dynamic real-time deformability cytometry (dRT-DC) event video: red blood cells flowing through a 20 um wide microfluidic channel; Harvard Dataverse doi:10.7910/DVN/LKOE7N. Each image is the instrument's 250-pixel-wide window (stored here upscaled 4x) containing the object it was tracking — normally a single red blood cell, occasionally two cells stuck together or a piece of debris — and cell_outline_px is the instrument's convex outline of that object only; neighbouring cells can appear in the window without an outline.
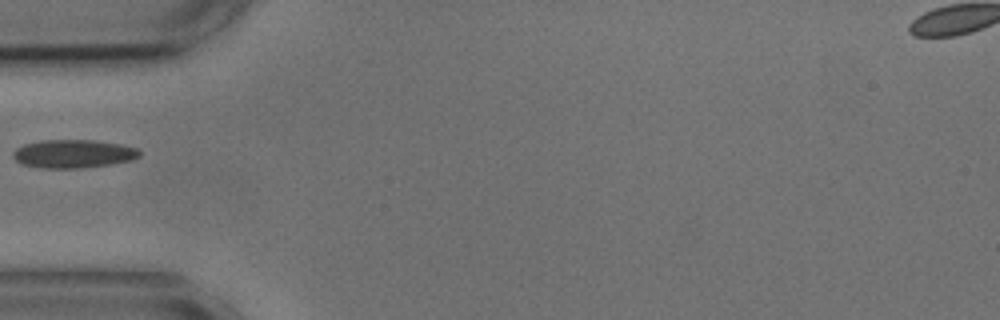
{"species": "common noctule bat (a hibernating species)", "species_latin": "Nyctalus noctula", "temperature_condition": "cold", "stored_images_in_passage": 16, "camera_frame_rate_fps": 3000, "um_per_image_px": 0.085, "animal": {"sex": "male", "body_mass_g": 17.9, "forearm_length_mm": 54.2}, "frame": {"image": 1, "passage_image": 1, "time_ms": 0.0, "image_size_px": [1000, 320], "cell_outline_px": [[140, 156], [132, 160], [112, 164], [80, 168], [40, 168], [20, 164], [12, 156], [12, 152], [16, 148], [24, 144], [44, 140], [92, 140], [120, 144], [136, 148], [140, 152]], "centroid_in_image_um": [6.2, 13.08], "position_along_channel_um": 78.8, "area_um2": 20.92}}